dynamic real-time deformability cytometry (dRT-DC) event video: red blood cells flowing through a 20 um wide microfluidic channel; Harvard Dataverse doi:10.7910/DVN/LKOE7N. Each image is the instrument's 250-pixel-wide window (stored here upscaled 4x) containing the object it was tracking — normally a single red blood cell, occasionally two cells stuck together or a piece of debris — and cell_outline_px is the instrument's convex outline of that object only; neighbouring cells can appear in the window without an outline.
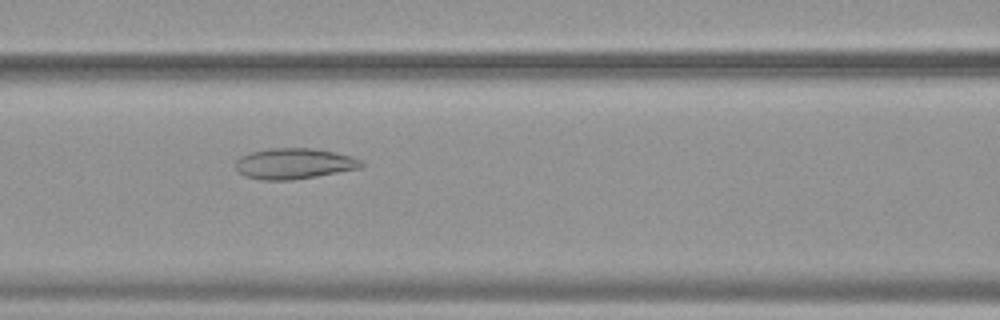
{"species": "common noctule bat (a hibernating species)", "species_latin": "Nyctalus noctula", "temperature_condition": "warm", "stored_images_in_passage": 35, "camera_frame_rate_fps": 3000, "um_per_image_px": 0.085, "animal": {"sex": "female", "body_mass_g": 19.9}, "frame": {"image": 1, "passage_image": 14, "time_ms": 4.333, "image_size_px": [1000, 320], "cell_outline_px": [[364, 164], [360, 168], [316, 176], [292, 180], [260, 180], [244, 176], [236, 168], [236, 160], [240, 156], [252, 152], [268, 148], [312, 148], [336, 152], [352, 156], [360, 160]], "centroid_in_image_um": [24.99, 13.9], "position_along_channel_um": 141.6, "area_um2": 22.54}}
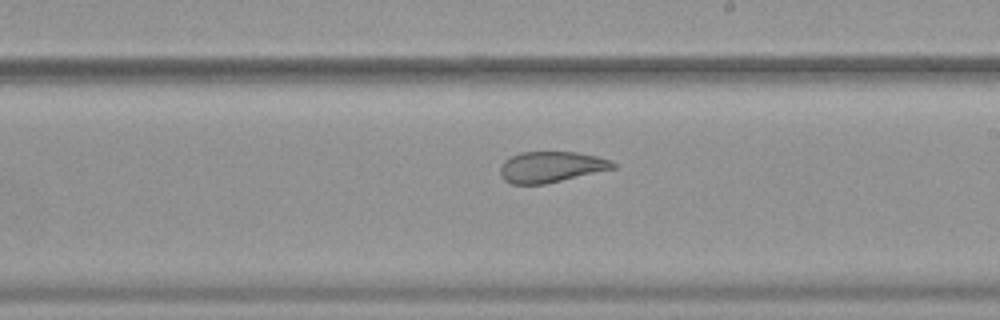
{"frame": {"image": 2, "passage_image": 22, "time_ms": 7.0, "image_size_px": [1000, 320], "cell_outline_px": [[616, 168], [544, 184], [512, 184], [504, 180], [500, 176], [500, 164], [504, 160], [520, 152], [576, 152], [596, 156], [612, 160], [616, 164]], "centroid_in_image_um": [46.82, 14.19], "position_along_channel_um": 242.2, "area_um2": 20.35}}
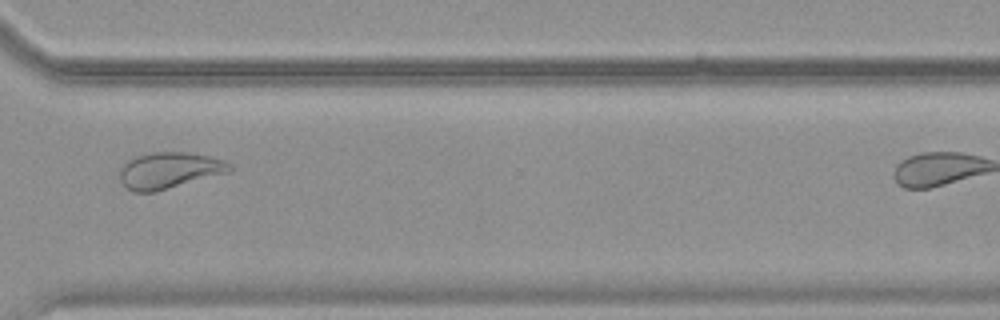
{"frame": {"image": 3, "passage_image": 31, "time_ms": 10.0, "image_size_px": [1000, 320], "cell_outline_px": [[232, 168], [228, 172], [156, 192], [132, 192], [120, 180], [120, 168], [124, 160], [136, 156], [152, 152], [188, 152], [208, 156], [224, 160], [232, 164]], "centroid_in_image_um": [14.35, 14.48], "position_along_channel_um": 356.3, "area_um2": 23.35}}